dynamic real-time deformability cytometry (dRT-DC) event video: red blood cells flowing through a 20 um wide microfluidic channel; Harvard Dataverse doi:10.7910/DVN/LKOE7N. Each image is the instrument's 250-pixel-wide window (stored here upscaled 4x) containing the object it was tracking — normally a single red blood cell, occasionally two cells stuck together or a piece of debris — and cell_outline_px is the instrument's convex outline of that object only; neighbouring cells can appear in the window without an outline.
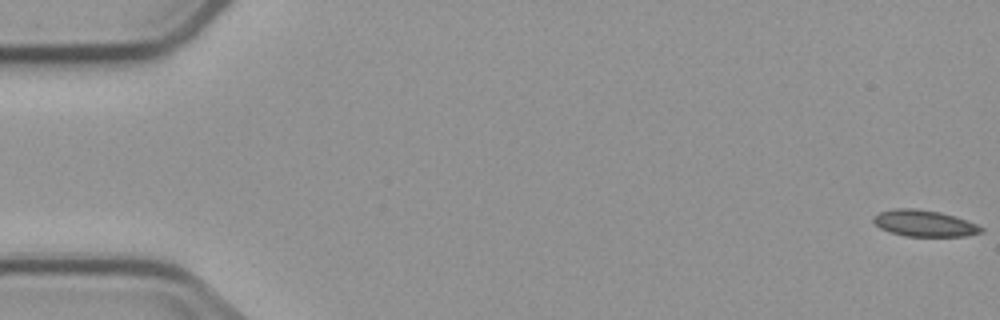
{"species": "common noctule bat (a hibernating species)", "species_latin": "Nyctalus noctula", "temperature_condition": "cold", "stored_images_in_passage": 4, "camera_frame_rate_fps": 3000, "um_per_image_px": 0.085, "animal": {"sex": "male", "body_mass_g": 23.1, "forearm_length_mm": 52.7}, "frame": {"image": 1, "passage_image": 1, "time_ms": 0.0, "image_size_px": [1000, 320], "cell_outline_px": [[984, 232], [968, 236], [904, 236], [880, 228], [872, 220], [872, 216], [880, 212], [892, 208], [916, 208], [940, 212], [956, 216], [968, 220], [984, 228]], "centroid_in_image_um": [78.59, 18.97], "position_along_channel_um": 6.4, "area_um2": 16.76}}
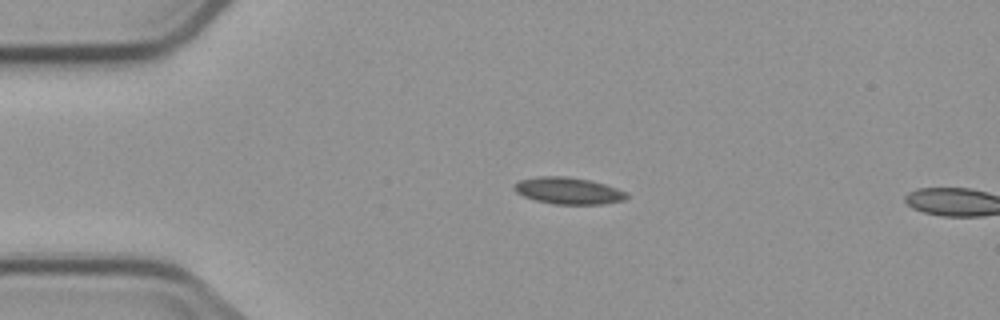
{"frame": {"image": 2, "passage_image": 3, "time_ms": 4.0, "image_size_px": [1000, 320], "cell_outline_px": [[628, 196], [624, 200], [604, 204], [556, 204], [536, 200], [524, 196], [516, 192], [512, 188], [512, 184], [520, 180], [536, 176], [568, 176], [592, 180], [628, 192]], "centroid_in_image_um": [48.3, 16.2], "position_along_channel_um": 36.7, "area_um2": 17.69}}